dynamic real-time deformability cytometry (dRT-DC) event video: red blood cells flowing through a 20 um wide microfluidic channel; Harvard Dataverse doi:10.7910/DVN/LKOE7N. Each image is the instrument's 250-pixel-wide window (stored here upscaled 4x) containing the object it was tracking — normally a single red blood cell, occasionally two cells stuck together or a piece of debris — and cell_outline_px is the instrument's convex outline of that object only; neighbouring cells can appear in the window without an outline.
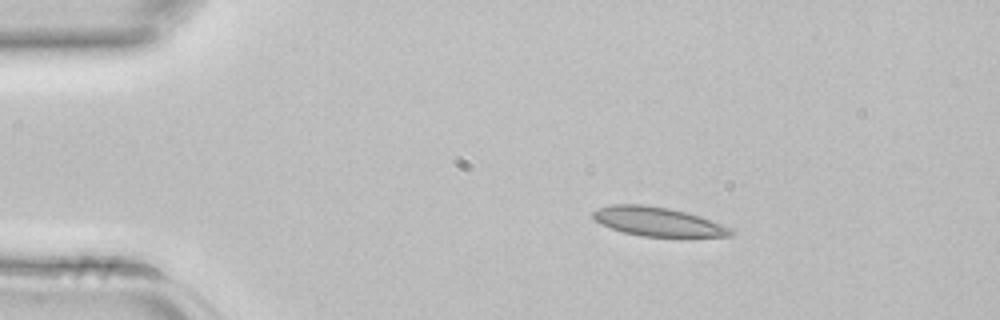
{"species": "common noctule bat (a hibernating species)", "species_latin": "Nyctalus noctula", "temperature_condition": "room temperature", "stored_images_in_passage": 2, "camera_frame_rate_fps": 3000, "um_per_image_px": 0.085, "animal": {"sex": "female", "body_mass_g": 22.7, "forearm_length_mm": 54.2}, "frame": {"image": 1, "passage_image": 1, "time_ms": 0.0, "image_size_px": [1000, 320], "cell_outline_px": [[736, 232], [732, 236], [644, 236], [624, 232], [612, 228], [596, 220], [592, 216], [592, 212], [608, 204], [640, 204], [668, 208], [688, 212], [700, 216], [732, 228]], "centroid_in_image_um": [55.95, 18.82], "position_along_channel_um": 29.0, "area_um2": 23.0}}